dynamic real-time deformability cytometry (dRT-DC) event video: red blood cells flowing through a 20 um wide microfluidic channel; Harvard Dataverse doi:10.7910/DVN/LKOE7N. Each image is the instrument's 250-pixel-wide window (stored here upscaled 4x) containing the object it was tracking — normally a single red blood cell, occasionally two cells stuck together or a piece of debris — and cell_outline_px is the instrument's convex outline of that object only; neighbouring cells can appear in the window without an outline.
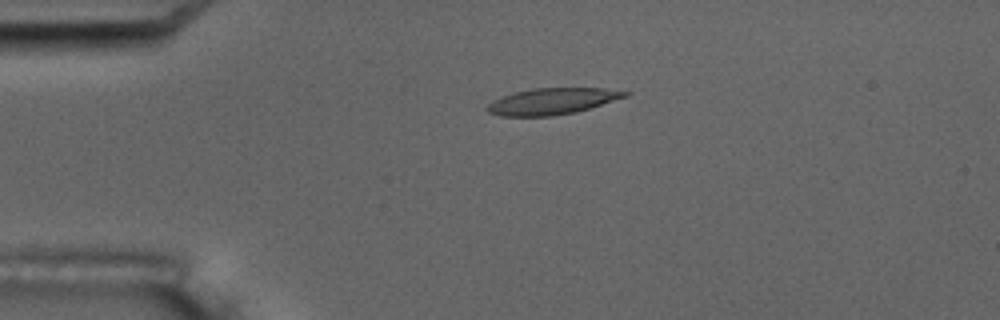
{"species": "common noctule bat (a hibernating species)", "species_latin": "Nyctalus noctula", "temperature_condition": "room temperature", "stored_images_in_passage": 5, "camera_frame_rate_fps": 3000, "um_per_image_px": 0.085, "animal": {"sex": "male", "body_mass_g": 17.5, "forearm_length_mm": 52.3}, "frame": {"image": 1, "passage_image": 4, "time_ms": 3.667, "image_size_px": [1000, 320], "cell_outline_px": [[632, 92], [628, 96], [576, 112], [552, 116], [500, 116], [488, 112], [484, 108], [492, 100], [500, 96], [532, 88], [604, 88]], "centroid_in_image_um": [46.91, 8.61], "position_along_channel_um": 38.1, "area_um2": 21.27}}